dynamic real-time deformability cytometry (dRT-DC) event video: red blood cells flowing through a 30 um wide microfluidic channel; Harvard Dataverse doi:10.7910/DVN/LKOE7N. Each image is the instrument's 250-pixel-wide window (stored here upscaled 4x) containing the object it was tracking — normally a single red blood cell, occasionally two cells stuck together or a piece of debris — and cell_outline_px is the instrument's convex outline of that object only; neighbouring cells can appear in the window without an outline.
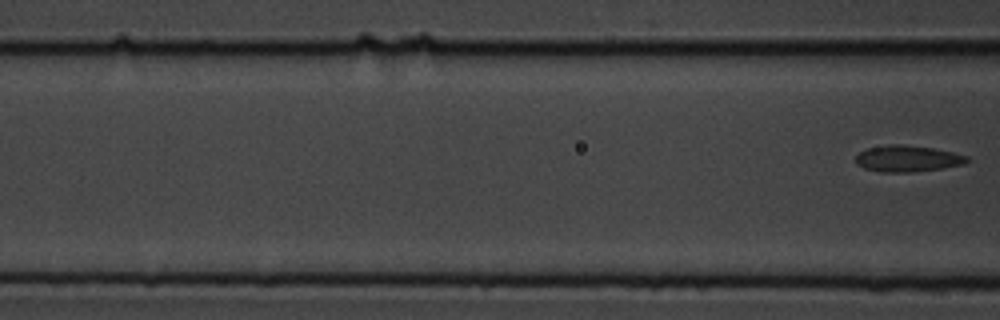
{"species": "common noctule bat (a hibernating species)", "species_latin": "Nyctalus noctula", "temperature_condition": "cold", "stored_images_in_passage": 8, "segment_of_instrument_passage": [2, 2], "camera_frame_rate_fps": 3000, "um_per_image_px": 0.085, "animal": {"sex": "male", "body_mass_g": 19.5, "forearm_length_mm": 54.6}, "frame": {"image": 1, "passage_image": 8, "time_ms": 9.0, "image_size_px": [1000, 320], "cell_outline_px": [[968, 160], [964, 164], [940, 168], [912, 172], [880, 172], [864, 168], [856, 164], [856, 156], [860, 152], [868, 148], [892, 144], [900, 144], [932, 148], [952, 152], [968, 156]], "centroid_in_image_um": [77.11, 13.48], "position_along_channel_um": 89.5, "area_um2": 16.88}}